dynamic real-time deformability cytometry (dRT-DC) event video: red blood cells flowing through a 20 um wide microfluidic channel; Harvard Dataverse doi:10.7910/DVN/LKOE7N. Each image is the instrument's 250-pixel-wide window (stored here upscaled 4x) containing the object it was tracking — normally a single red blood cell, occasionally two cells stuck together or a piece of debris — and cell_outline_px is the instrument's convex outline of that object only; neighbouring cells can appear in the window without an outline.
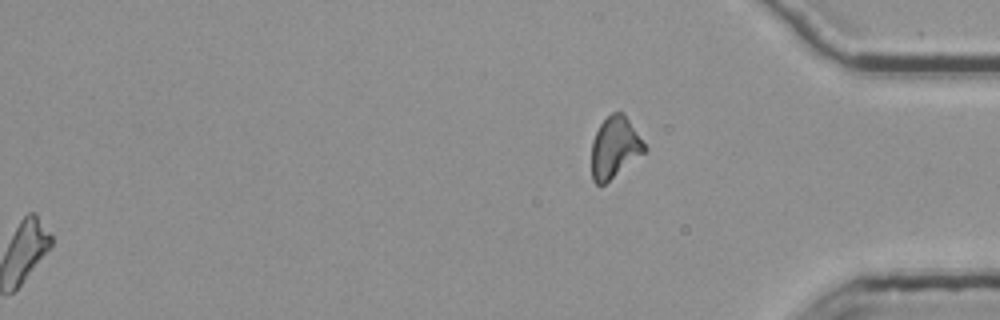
{"species": "common noctule bat (a hibernating species)", "species_latin": "Nyctalus noctula", "temperature_condition": "room temperature", "stored_images_in_passage": 55, "segment_of_instrument_passage": [3, 3], "camera_frame_rate_fps": 3000, "um_per_image_px": 0.085, "animal": {"sex": "female", "body_mass_g": 25.1}, "frame": {"image": 1, "passage_image": 55, "time_ms": 18.0, "image_size_px": [1000, 320], "cell_outline_px": [[648, 148], [644, 152], [604, 184], [596, 184], [592, 180], [592, 140], [600, 124], [612, 112], [624, 112]], "centroid_in_image_um": [52.25, 12.5], "position_along_channel_um": 383.0, "area_um2": 18.67}}